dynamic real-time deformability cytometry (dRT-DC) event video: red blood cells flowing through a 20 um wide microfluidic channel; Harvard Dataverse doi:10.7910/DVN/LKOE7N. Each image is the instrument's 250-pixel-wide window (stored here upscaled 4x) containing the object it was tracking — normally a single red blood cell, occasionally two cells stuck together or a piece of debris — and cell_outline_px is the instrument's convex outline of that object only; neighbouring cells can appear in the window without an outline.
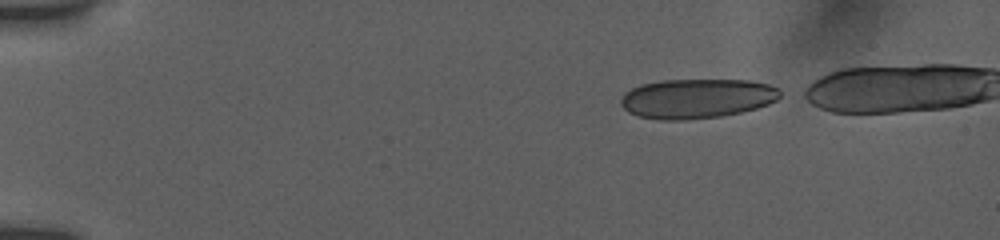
{"species": "human", "species_latin": "Homo sapiens", "temperature_condition": "room temperature", "stored_images_in_passage": 20, "camera_frame_rate_fps": 3000, "um_per_image_px": 0.085, "donor": {"sex": "female"}, "frame": {"image": 1, "passage_image": 1, "time_ms": 0.0, "image_size_px": [1000, 240], "cell_outline_px": [[780, 96], [776, 100], [768, 104], [756, 108], [740, 112], [720, 116], [684, 120], [660, 120], [640, 116], [628, 112], [620, 104], [620, 100], [624, 92], [640, 84], [660, 80], [752, 80], [768, 84], [776, 88], [780, 92]], "centroid_in_image_um": [59.2, 8.37], "position_along_channel_um": 25.8, "area_um2": 36.76}}
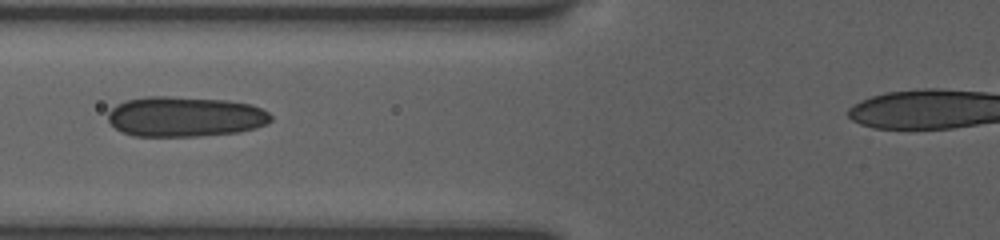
{"frame": {"image": 2, "passage_image": 14, "time_ms": 4.667, "image_size_px": [1000, 240], "cell_outline_px": [[272, 120], [256, 128], [236, 132], [196, 136], [132, 136], [116, 128], [108, 120], [108, 112], [116, 104], [124, 100], [148, 96], [168, 96], [228, 100], [248, 104], [260, 108], [268, 112], [272, 116]], "centroid_in_image_um": [15.7, 9.9], "position_along_channel_um": 110.1, "area_um2": 38.09}}
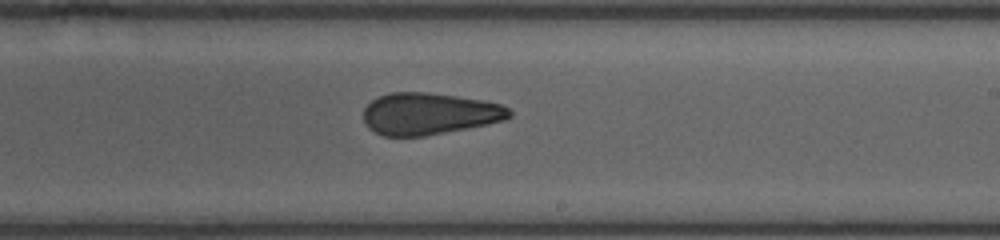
{"frame": {"image": 3, "passage_image": 20, "time_ms": 8.333, "image_size_px": [1000, 240], "cell_outline_px": [[512, 116], [504, 120], [488, 124], [424, 136], [384, 136], [368, 128], [364, 120], [364, 108], [372, 100], [380, 96], [392, 92], [424, 92], [456, 96], [484, 100], [500, 104], [508, 108], [512, 112]], "centroid_in_image_um": [36.49, 9.67], "position_along_channel_um": 252.5, "area_um2": 35.43}}